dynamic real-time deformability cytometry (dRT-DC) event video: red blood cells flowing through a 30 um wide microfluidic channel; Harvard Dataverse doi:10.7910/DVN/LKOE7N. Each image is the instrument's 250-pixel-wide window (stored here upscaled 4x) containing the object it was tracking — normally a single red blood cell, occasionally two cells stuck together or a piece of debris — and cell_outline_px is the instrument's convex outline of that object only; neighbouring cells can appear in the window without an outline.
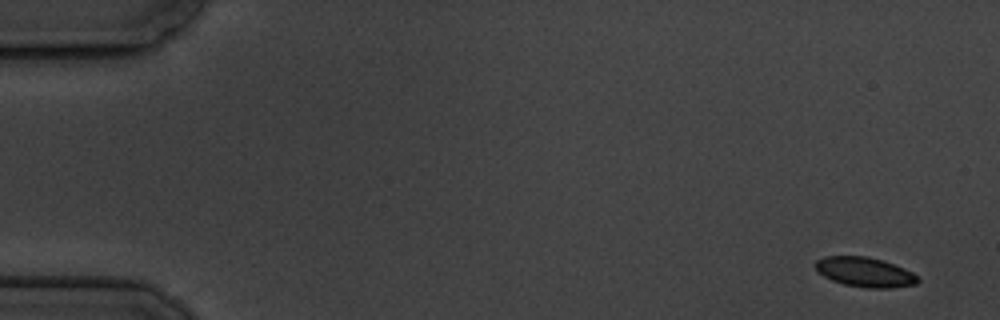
{"species": "common noctule bat (a hibernating species)", "species_latin": "Nyctalus noctula", "temperature_condition": "cold", "stored_images_in_passage": 7, "camera_frame_rate_fps": 3000, "um_per_image_px": 0.085, "animal": {"sex": "male", "body_mass_g": 19.5, "forearm_length_mm": 54.6}, "frame": {"image": 1, "passage_image": 1, "time_ms": 0.0, "image_size_px": [1000, 320], "cell_outline_px": [[920, 280], [916, 284], [892, 288], [868, 288], [844, 284], [832, 280], [824, 276], [812, 264], [816, 260], [824, 256], [868, 256], [904, 268], [912, 272]], "centroid_in_image_um": [73.49, 23.12], "position_along_channel_um": 11.5, "area_um2": 17.63}}
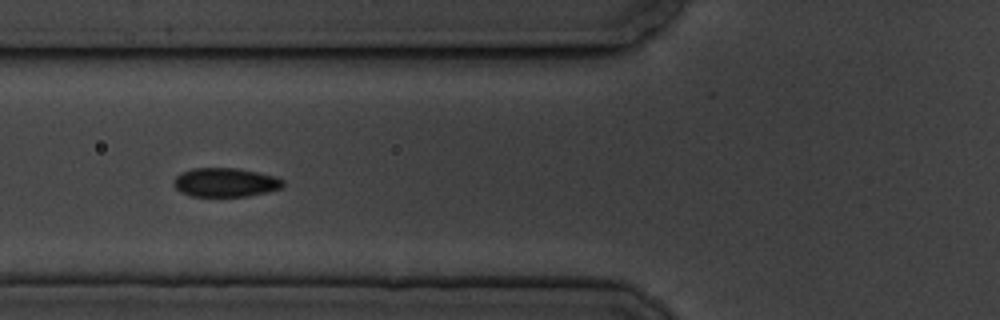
{"frame": {"image": 2, "passage_image": 6, "time_ms": 6.667, "image_size_px": [1000, 320], "cell_outline_px": [[284, 184], [280, 188], [268, 192], [248, 196], [192, 196], [180, 192], [172, 184], [172, 180], [176, 176], [192, 168], [236, 168], [276, 176], [284, 180]], "centroid_in_image_um": [19.15, 15.5], "position_along_channel_um": 106.7, "area_um2": 18.44}}
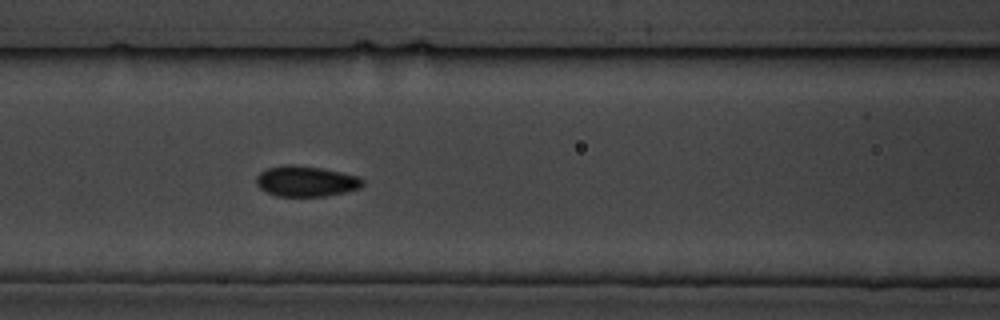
{"frame": {"image": 3, "passage_image": 7, "time_ms": 7.667, "image_size_px": [1000, 320], "cell_outline_px": [[364, 184], [360, 188], [344, 192], [324, 196], [276, 196], [260, 188], [256, 184], [256, 176], [260, 172], [268, 168], [288, 164], [292, 164], [324, 168], [360, 176], [364, 180]], "centroid_in_image_um": [26.03, 15.39], "position_along_channel_um": 140.6, "area_um2": 19.07}}